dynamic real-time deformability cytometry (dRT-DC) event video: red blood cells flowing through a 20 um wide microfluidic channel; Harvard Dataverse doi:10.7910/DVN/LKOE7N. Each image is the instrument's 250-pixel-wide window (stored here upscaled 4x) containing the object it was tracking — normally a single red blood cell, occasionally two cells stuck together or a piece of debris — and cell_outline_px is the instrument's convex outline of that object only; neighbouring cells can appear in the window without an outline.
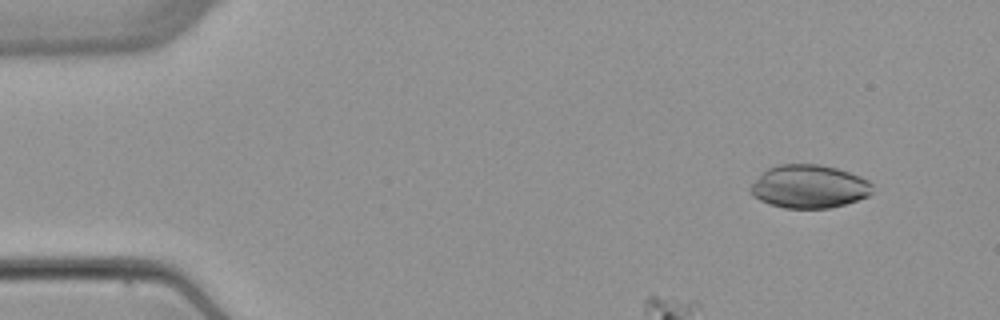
{"species": "common noctule bat (a hibernating species)", "species_latin": "Nyctalus noctula", "temperature_condition": "warm", "stored_images_in_passage": 6, "camera_frame_rate_fps": 3000, "um_per_image_px": 0.085, "animal": {"sex": "female", "body_mass_g": 22.7, "forearm_length_mm": 54.2}, "frame": {"image": 1, "passage_image": 1, "time_ms": 0.0, "image_size_px": [1000, 320], "cell_outline_px": [[872, 192], [868, 196], [844, 204], [828, 208], [784, 208], [768, 204], [752, 196], [748, 188], [768, 168], [776, 164], [820, 164], [836, 168], [860, 176], [868, 180], [872, 184]], "centroid_in_image_um": [68.75, 15.85], "position_along_channel_um": 16.2, "area_um2": 30.69}}
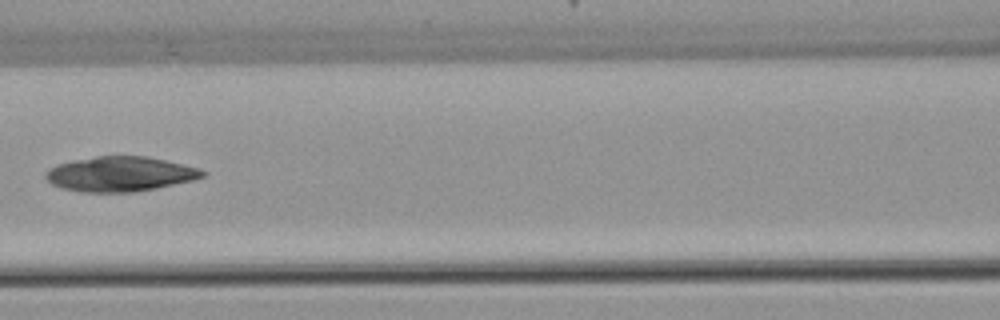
{"frame": {"image": 2, "passage_image": 5, "time_ms": 6.333, "image_size_px": [1000, 320], "cell_outline_px": [[208, 172], [204, 176], [192, 180], [156, 188], [132, 192], [80, 192], [60, 188], [52, 184], [44, 176], [44, 172], [48, 168], [56, 164], [72, 160], [96, 156], [148, 156], [200, 168]], "centroid_in_image_um": [10.17, 14.78], "position_along_channel_um": 156.4, "area_um2": 32.08}}
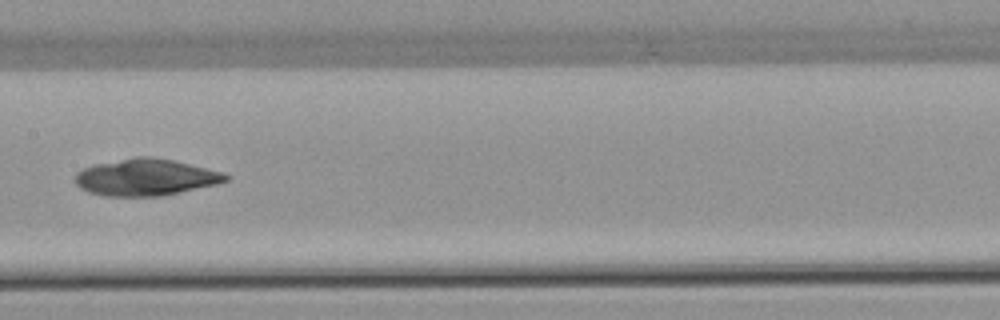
{"frame": {"image": 3, "passage_image": 6, "time_ms": 7.333, "image_size_px": [1000, 320], "cell_outline_px": [[232, 176], [228, 180], [216, 184], [164, 196], [104, 196], [88, 192], [80, 188], [76, 184], [76, 172], [84, 168], [96, 164], [136, 156], [152, 156], [172, 160], [224, 172]], "centroid_in_image_um": [12.4, 15.07], "position_along_channel_um": 195.0, "area_um2": 32.31}}